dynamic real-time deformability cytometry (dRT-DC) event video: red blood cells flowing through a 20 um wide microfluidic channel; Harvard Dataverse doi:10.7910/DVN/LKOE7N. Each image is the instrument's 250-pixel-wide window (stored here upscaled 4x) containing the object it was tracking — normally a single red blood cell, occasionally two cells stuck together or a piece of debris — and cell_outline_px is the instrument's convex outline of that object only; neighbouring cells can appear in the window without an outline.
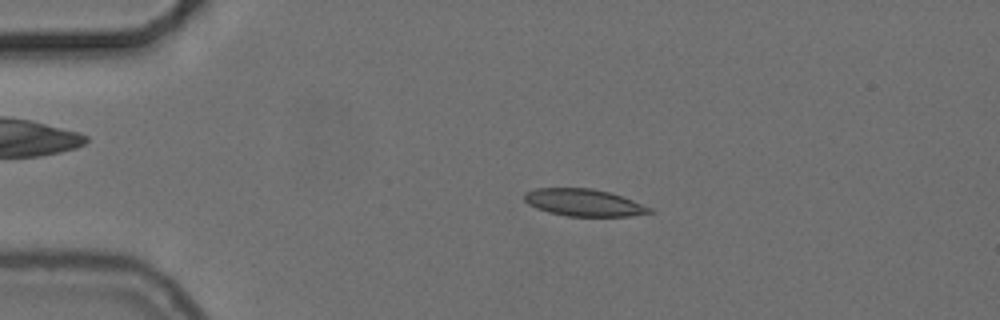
{"species": "common noctule bat (a hibernating species)", "species_latin": "Nyctalus noctula", "temperature_condition": "cold", "stored_images_in_passage": 50, "camera_frame_rate_fps": 3000, "um_per_image_px": 0.085, "animal": {"sex": "female", "body_mass_g": 24.6, "forearm_length_mm": 56.2}, "frame": {"image": 1, "passage_image": 7, "time_ms": 2.0, "image_size_px": [1000, 320], "cell_outline_px": [[656, 212], [628, 216], [568, 216], [548, 212], [536, 208], [528, 204], [524, 200], [524, 192], [536, 188], [592, 188], [608, 192], [632, 200], [652, 208]], "centroid_in_image_um": [49.6, 17.22], "position_along_channel_um": 35.4, "area_um2": 19.77}}
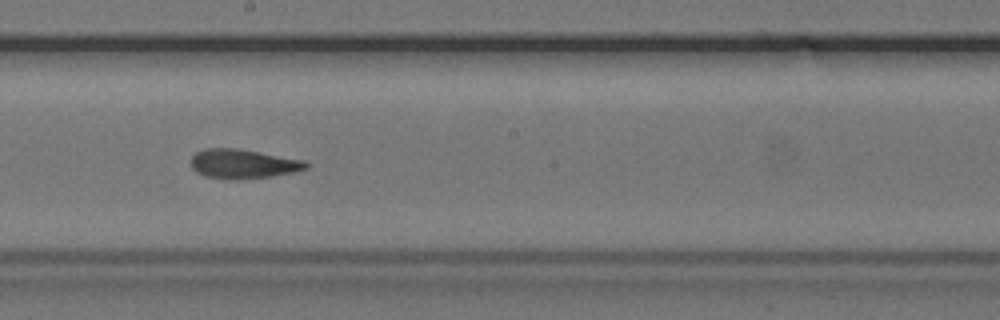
{"frame": {"image": 2, "passage_image": 26, "time_ms": 8.333, "image_size_px": [1000, 320], "cell_outline_px": [[308, 168], [292, 172], [272, 176], [224, 180], [204, 176], [196, 172], [192, 168], [192, 156], [196, 152], [204, 148], [236, 148], [260, 152], [304, 160], [308, 164]], "centroid_in_image_um": [20.62, 13.92], "position_along_channel_um": 227.6, "area_um2": 19.59}}
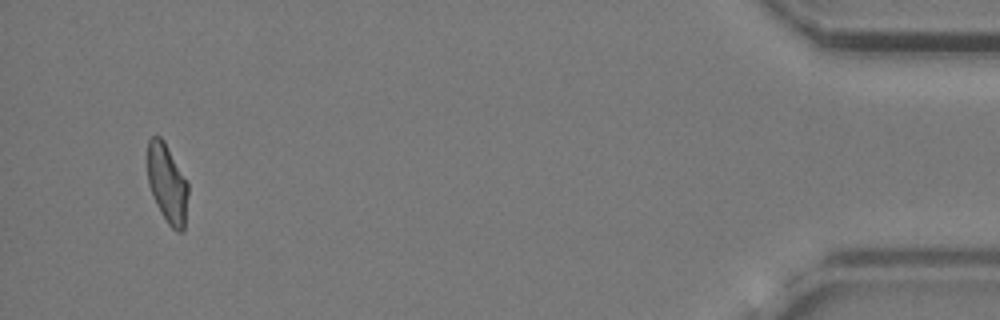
{"frame": {"image": 3, "passage_image": 48, "time_ms": 15.667, "image_size_px": [1000, 320], "cell_outline_px": [[188, 192], [184, 232], [176, 232], [168, 224], [160, 212], [156, 204], [148, 184], [148, 140], [152, 136], [160, 136], [164, 140], [188, 184]], "centroid_in_image_um": [14.21, 15.63], "position_along_channel_um": 421.0, "area_um2": 18.61}, "authors_computed_cell_mechanics": {"area_um2": 19.652, "velocity_mm_per_s": 3.7083, "shape_relaxation_time_tau1_ms": null, "shape_relaxation_time_tau2_ms": 2.1934, "deformation_change_tau1": null, "deformation_change_tau2": 0.0966}}